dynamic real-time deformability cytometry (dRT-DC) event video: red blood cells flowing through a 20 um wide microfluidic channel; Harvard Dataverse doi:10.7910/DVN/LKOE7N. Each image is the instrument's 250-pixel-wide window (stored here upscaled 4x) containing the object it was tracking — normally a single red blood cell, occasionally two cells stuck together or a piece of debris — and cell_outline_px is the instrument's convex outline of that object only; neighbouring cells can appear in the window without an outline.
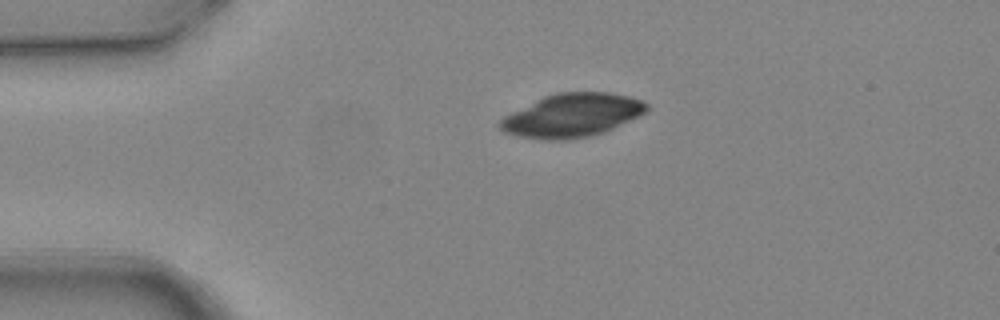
{"species": "common noctule bat (a hibernating species)", "species_latin": "Nyctalus noctula", "temperature_condition": "warm", "stored_images_in_passage": 2, "camera_frame_rate_fps": 3000, "um_per_image_px": 0.085, "animal": {"sex": "female", "body_mass_g": 24.6, "forearm_length_mm": 56.2}, "frame": {"image": 1, "passage_image": 1, "time_ms": 0.0, "image_size_px": [1000, 320], "cell_outline_px": [[648, 112], [640, 116], [604, 132], [588, 136], [568, 140], [544, 140], [520, 136], [504, 132], [496, 124], [504, 116], [544, 96], [556, 92], [608, 92], [628, 96], [640, 100], [648, 104]], "centroid_in_image_um": [48.63, 9.81], "position_along_channel_um": 36.4, "area_um2": 37.11}}